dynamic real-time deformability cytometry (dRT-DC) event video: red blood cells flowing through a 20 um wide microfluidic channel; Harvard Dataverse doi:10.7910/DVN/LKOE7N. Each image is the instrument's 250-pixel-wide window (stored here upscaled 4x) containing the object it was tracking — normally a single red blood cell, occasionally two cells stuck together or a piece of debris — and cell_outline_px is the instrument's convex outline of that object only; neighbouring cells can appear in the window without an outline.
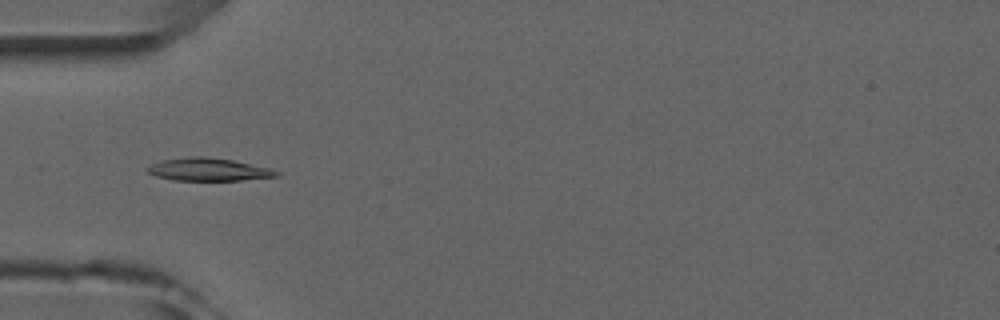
{"species": "common noctule bat (a hibernating species)", "species_latin": "Nyctalus noctula", "temperature_condition": "room temperature", "stored_images_in_passage": 5, "camera_frame_rate_fps": 3000, "um_per_image_px": 0.085, "animal": {"sex": "male", "forearm_length_mm": 52.5}, "frame": {"image": 1, "passage_image": 5, "time_ms": 4.333, "image_size_px": [1000, 320], "cell_outline_px": [[280, 176], [240, 180], [172, 180], [156, 176], [148, 172], [144, 168], [152, 164], [164, 160], [192, 156], [204, 156], [232, 160], [268, 168], [280, 172]], "centroid_in_image_um": [17.7, 14.41], "position_along_channel_um": 67.3, "area_um2": 16.94}}